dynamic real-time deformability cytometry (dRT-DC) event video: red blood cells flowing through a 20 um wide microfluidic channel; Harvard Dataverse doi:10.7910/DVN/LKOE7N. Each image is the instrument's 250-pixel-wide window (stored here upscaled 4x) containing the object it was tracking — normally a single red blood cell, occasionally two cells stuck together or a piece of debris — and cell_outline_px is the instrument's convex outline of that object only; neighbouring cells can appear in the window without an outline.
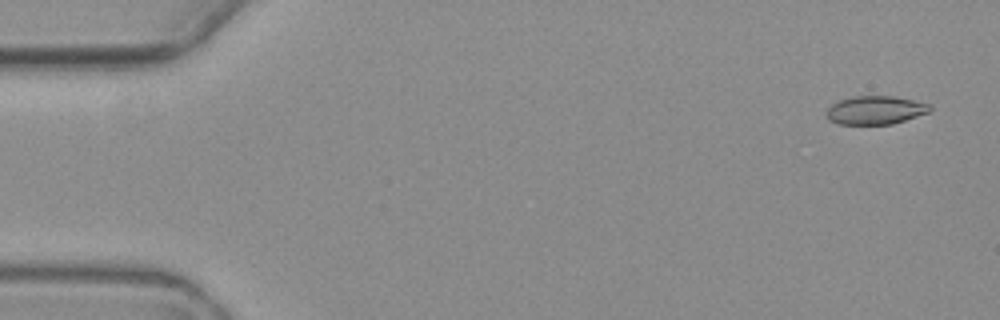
{"species": "common noctule bat (a hibernating species)", "species_latin": "Nyctalus noctula", "temperature_condition": "warm", "stored_images_in_passage": 5, "camera_frame_rate_fps": 3000, "um_per_image_px": 0.085, "animal": {"sex": "female", "body_mass_g": 19.3, "forearm_length_mm": 54.1}, "frame": {"image": 1, "passage_image": 1, "time_ms": 0.0, "image_size_px": [1000, 320], "cell_outline_px": [[932, 108], [928, 112], [892, 124], [836, 124], [828, 120], [824, 112], [832, 104], [840, 100], [852, 96], [896, 96], [932, 104]], "centroid_in_image_um": [74.38, 9.36], "position_along_channel_um": 10.6, "area_um2": 17.28}}
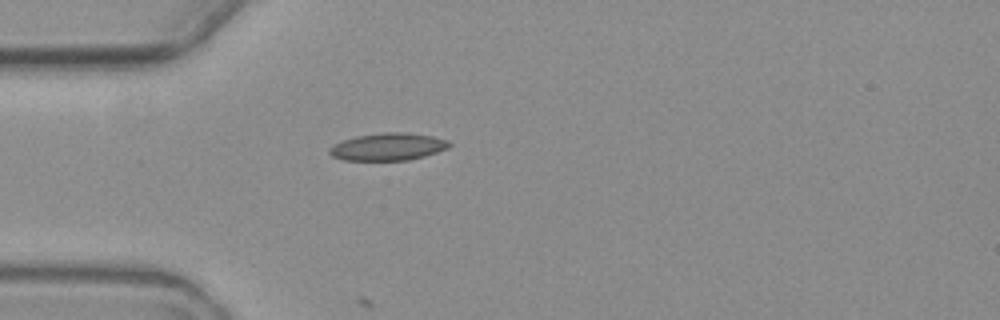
{"frame": {"image": 2, "passage_image": 5, "time_ms": 4.667, "image_size_px": [1000, 320], "cell_outline_px": [[452, 144], [448, 148], [424, 156], [408, 160], [344, 160], [332, 156], [328, 152], [328, 148], [344, 140], [356, 136], [380, 132], [408, 132], [432, 136], [448, 140]], "centroid_in_image_um": [32.99, 12.46], "position_along_channel_um": 52.0, "area_um2": 19.13}}